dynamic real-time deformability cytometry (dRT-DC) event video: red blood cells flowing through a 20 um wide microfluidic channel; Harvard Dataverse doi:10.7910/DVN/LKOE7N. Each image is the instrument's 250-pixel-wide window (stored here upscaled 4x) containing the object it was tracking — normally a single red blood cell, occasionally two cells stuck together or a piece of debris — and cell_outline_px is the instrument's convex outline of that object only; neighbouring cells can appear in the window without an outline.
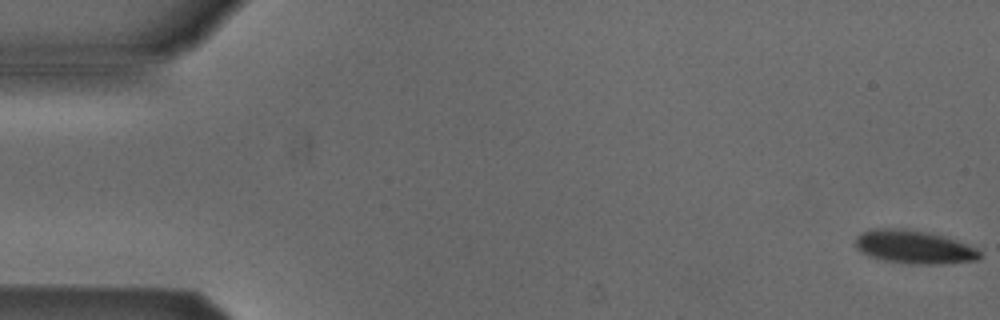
{"species": "Egyptian fruit bat (a non-hibernating species)", "species_latin": "Rousettus aegyptiacus", "temperature_condition": "cold", "stored_images_in_passage": 6, "camera_frame_rate_fps": 3000, "um_per_image_px": 0.085, "animal": {"sex": "male"}, "frame": {"image": 1, "passage_image": 1, "time_ms": 0.0, "image_size_px": [1000, 320], "cell_outline_px": [[984, 256], [976, 260], [940, 264], [912, 264], [884, 260], [868, 256], [860, 252], [856, 248], [856, 236], [860, 232], [872, 228], [900, 228], [928, 232], [944, 236], [956, 240], [976, 248]], "centroid_in_image_um": [77.67, 20.99], "position_along_channel_um": 7.3, "area_um2": 24.33}}
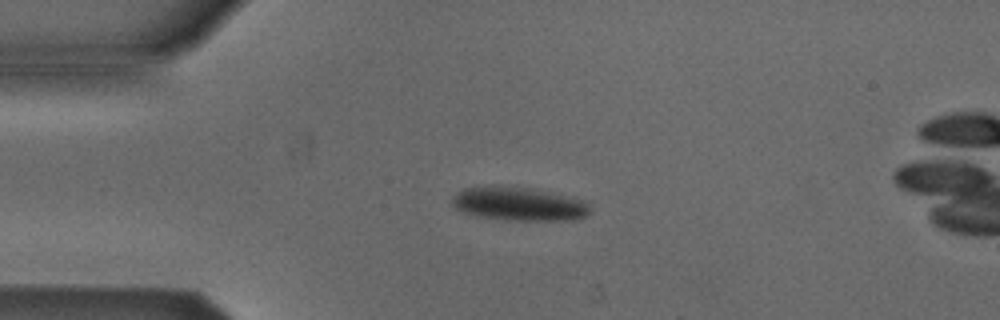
{"frame": {"image": 2, "passage_image": 4, "time_ms": 4.0, "image_size_px": [1000, 320], "cell_outline_px": [[592, 212], [580, 220], [508, 220], [476, 216], [464, 212], [456, 208], [452, 204], [452, 196], [464, 188], [492, 184], [524, 188], [564, 196], [588, 204], [592, 208]], "centroid_in_image_um": [44.05, 17.34], "position_along_channel_um": 41.0, "area_um2": 26.82}}